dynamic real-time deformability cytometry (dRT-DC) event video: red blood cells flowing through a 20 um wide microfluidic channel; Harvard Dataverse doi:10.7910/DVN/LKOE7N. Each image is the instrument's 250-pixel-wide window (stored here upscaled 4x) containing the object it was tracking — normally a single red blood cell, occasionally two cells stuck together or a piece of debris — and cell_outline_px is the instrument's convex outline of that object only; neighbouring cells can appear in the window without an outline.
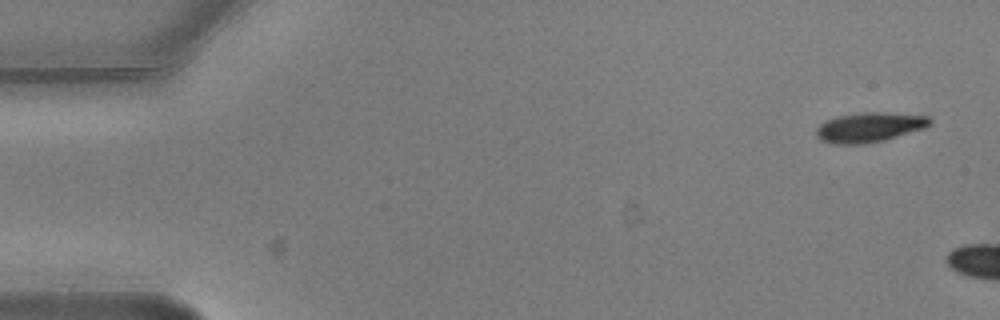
{"species": "common noctule bat (a hibernating species)", "species_latin": "Nyctalus noctula", "temperature_condition": "warm", "stored_images_in_passage": 2, "camera_frame_rate_fps": 3000, "um_per_image_px": 0.085, "animal": {"sex": "male", "body_mass_g": 20.5, "forearm_length_mm": 52.5}, "frame": {"image": 1, "passage_image": 1, "time_ms": 0.0, "image_size_px": [1000, 320], "cell_outline_px": [[932, 124], [924, 128], [884, 140], [864, 144], [832, 144], [820, 140], [816, 136], [816, 128], [824, 120], [836, 116], [864, 112], [884, 112], [928, 116], [932, 120]], "centroid_in_image_um": [73.86, 10.81], "position_along_channel_um": 11.1, "area_um2": 19.83}}